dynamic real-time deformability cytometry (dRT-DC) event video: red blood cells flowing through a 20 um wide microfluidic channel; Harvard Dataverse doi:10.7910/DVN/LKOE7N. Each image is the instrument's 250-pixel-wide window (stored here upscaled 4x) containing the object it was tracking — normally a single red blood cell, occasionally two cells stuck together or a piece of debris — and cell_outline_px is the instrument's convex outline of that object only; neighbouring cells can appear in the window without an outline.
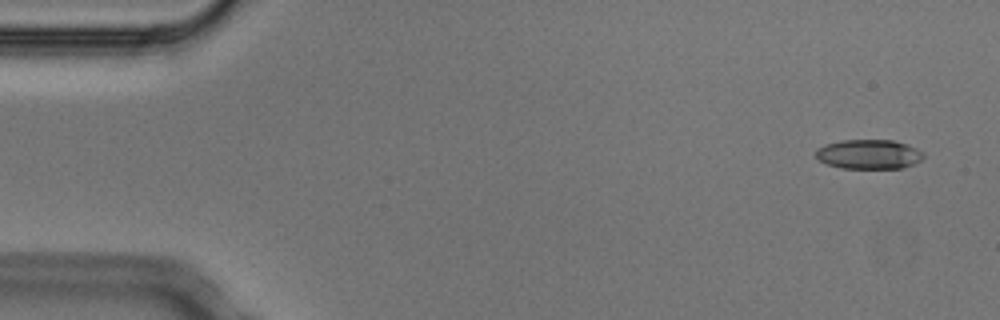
{"species": "Egyptian fruit bat (a non-hibernating species)", "species_latin": "Rousettus aegyptiacus", "temperature_condition": "cold", "stored_images_in_passage": 4, "camera_frame_rate_fps": 3000, "um_per_image_px": 0.085, "animal": {"sex": "male"}, "frame": {"image": 1, "passage_image": 1, "time_ms": 0.0, "image_size_px": [1000, 320], "cell_outline_px": [[924, 156], [920, 160], [912, 164], [900, 168], [844, 168], [828, 164], [820, 160], [816, 156], [816, 148], [824, 144], [840, 140], [892, 140], [908, 144], [924, 152]], "centroid_in_image_um": [73.85, 13.09], "position_along_channel_um": 11.2, "area_um2": 18.44}}
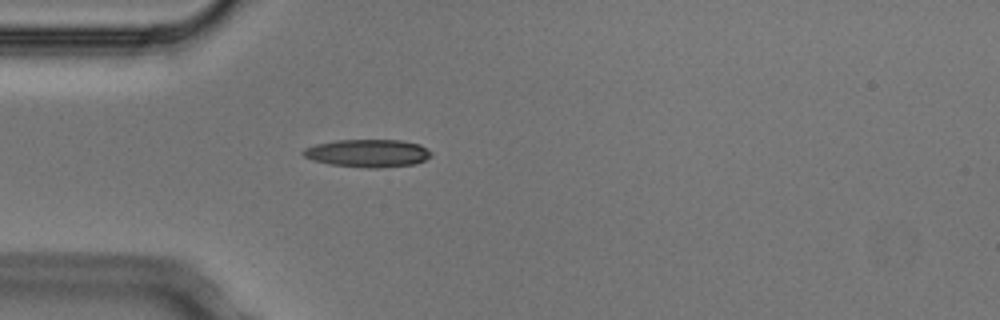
{"frame": {"image": 2, "passage_image": 4, "time_ms": 1.0, "image_size_px": [1000, 320], "cell_outline_px": [[432, 156], [416, 164], [376, 168], [368, 168], [332, 164], [312, 160], [304, 156], [300, 152], [304, 148], [316, 144], [336, 140], [400, 140], [420, 144], [432, 152]], "centroid_in_image_um": [31.27, 13.02], "position_along_channel_um": 53.7, "area_um2": 20.75}}